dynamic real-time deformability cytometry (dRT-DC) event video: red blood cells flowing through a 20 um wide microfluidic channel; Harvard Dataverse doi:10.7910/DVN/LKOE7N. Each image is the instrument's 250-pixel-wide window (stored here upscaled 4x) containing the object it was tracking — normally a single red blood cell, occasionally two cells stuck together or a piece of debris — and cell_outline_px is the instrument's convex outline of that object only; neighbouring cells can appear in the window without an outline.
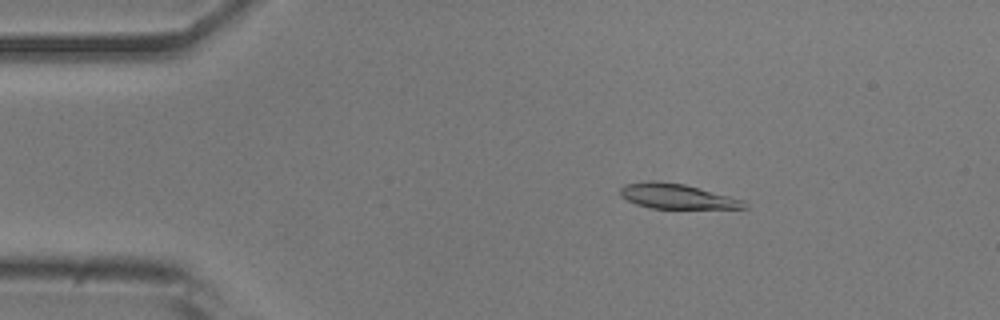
{"species": "common noctule bat (a hibernating species)", "species_latin": "Nyctalus noctula", "temperature_condition": "room temperature", "stored_images_in_passage": 52, "camera_frame_rate_fps": 3000, "um_per_image_px": 0.085, "animal": {"sex": "male", "body_mass_g": 20.5, "forearm_length_mm": 52.5}, "frame": {"image": 1, "passage_image": 9, "time_ms": 2.667, "image_size_px": [1000, 320], "cell_outline_px": [[748, 208], [652, 208], [636, 204], [620, 196], [620, 188], [624, 184], [684, 184], [744, 200]], "centroid_in_image_um": [57.6, 16.74], "position_along_channel_um": 27.4, "area_um2": 16.94}}
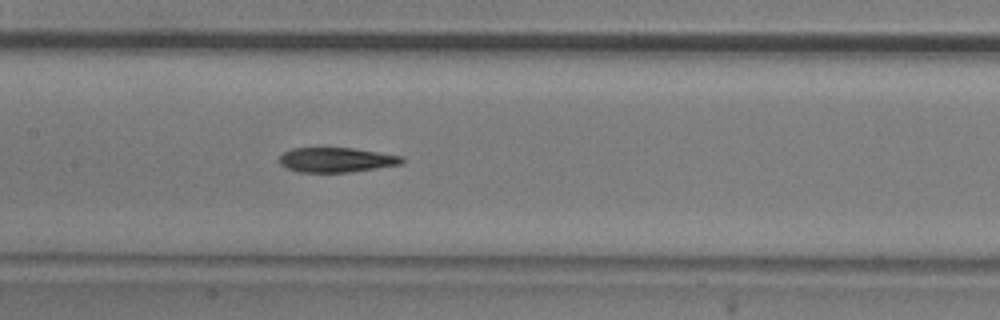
{"frame": {"image": 2, "passage_image": 25, "time_ms": 8.0, "image_size_px": [1000, 320], "cell_outline_px": [[404, 164], [352, 172], [300, 172], [284, 168], [280, 164], [280, 156], [284, 152], [292, 148], [352, 148], [404, 156]], "centroid_in_image_um": [28.62, 13.59], "position_along_channel_um": 178.8, "area_um2": 17.8}}
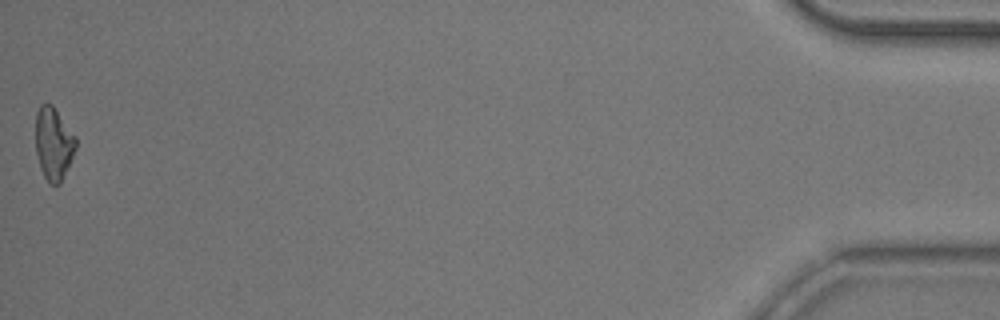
{"frame": {"image": 3, "passage_image": 52, "time_ms": 17.0, "image_size_px": [1000, 320], "cell_outline_px": [[76, 148], [60, 184], [48, 184], [40, 168], [36, 152], [36, 112], [40, 104], [52, 104], [76, 136]], "centroid_in_image_um": [4.55, 12.2], "position_along_channel_um": 430.7, "area_um2": 16.99}, "authors_computed_cell_mechanics": {"area_um2": 18.1781, "velocity_mm_per_s": 3.8995, "shape_relaxation_time_tau1_ms": 6.2073, "shape_relaxation_time_tau2_ms": 6.6395, "deformation_change_tau1": 0.167, "deformation_change_tau2": 0.1618}}